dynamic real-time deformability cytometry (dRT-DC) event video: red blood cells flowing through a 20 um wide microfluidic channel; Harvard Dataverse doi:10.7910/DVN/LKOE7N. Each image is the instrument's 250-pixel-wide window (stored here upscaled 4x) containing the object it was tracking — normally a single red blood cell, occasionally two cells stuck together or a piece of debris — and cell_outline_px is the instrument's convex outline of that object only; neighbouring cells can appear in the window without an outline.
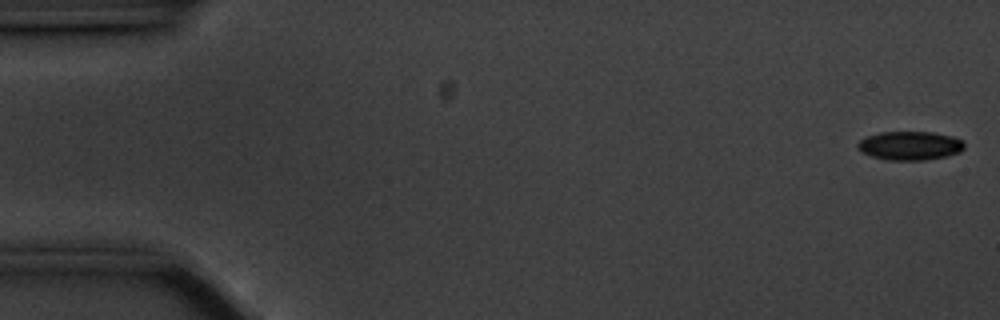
{"species": "common noctule bat (a hibernating species)", "species_latin": "Nyctalus noctula", "temperature_condition": "cold", "stored_images_in_passage": 56, "camera_frame_rate_fps": 3000, "um_per_image_px": 0.085, "animal": {"sex": "male", "body_mass_g": 20.1, "forearm_length_mm": 53.5}, "frame": {"image": 1, "passage_image": 1, "time_ms": 0.0, "image_size_px": [1000, 320], "cell_outline_px": [[964, 148], [960, 152], [948, 156], [924, 160], [888, 160], [872, 156], [856, 148], [856, 144], [860, 140], [868, 136], [880, 132], [932, 132], [952, 136], [960, 140], [964, 144]], "centroid_in_image_um": [77.35, 12.38], "position_along_channel_um": 7.7, "area_um2": 17.8}}
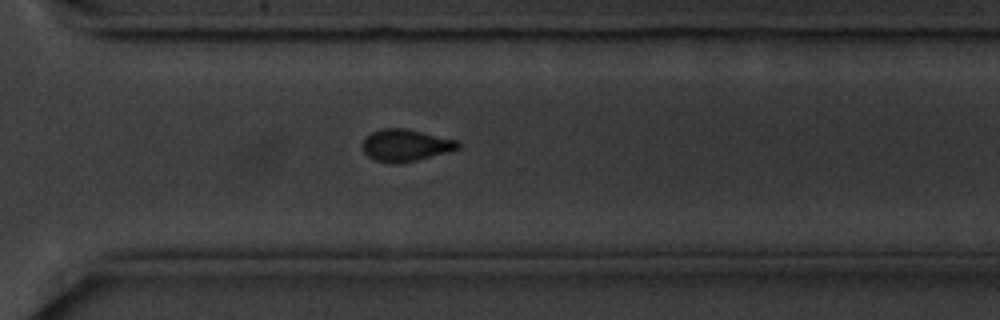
{"frame": {"image": 2, "passage_image": 40, "time_ms": 13.0, "image_size_px": [1000, 320], "cell_outline_px": [[460, 148], [416, 160], [400, 164], [392, 164], [376, 160], [368, 156], [364, 152], [364, 140], [372, 132], [380, 128], [404, 128], [456, 140], [460, 144]], "centroid_in_image_um": [34.46, 12.35], "position_along_channel_um": 336.1, "area_um2": 17.46}}
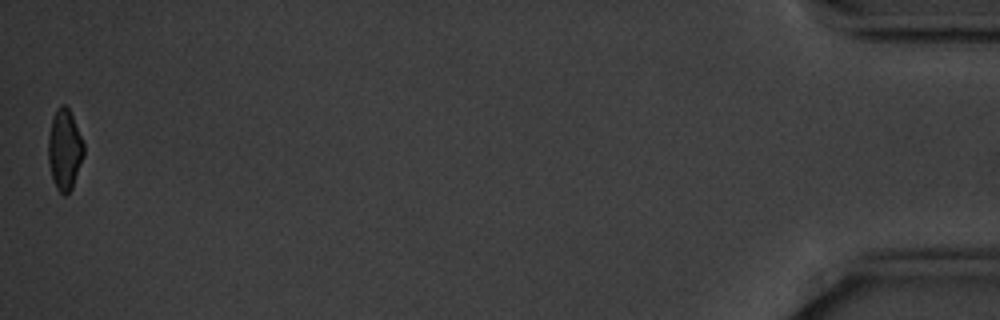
{"frame": {"image": 3, "passage_image": 56, "time_ms": 18.333, "image_size_px": [1000, 320], "cell_outline_px": [[84, 156], [72, 188], [64, 196], [56, 188], [52, 180], [48, 164], [48, 136], [52, 116], [60, 104], [64, 104], [68, 108], [72, 116], [84, 144]], "centroid_in_image_um": [5.47, 12.73], "position_along_channel_um": 429.7, "area_um2": 16.82}, "authors_computed_cell_mechanics": {"area_um2": 18.0625, "velocity_mm_per_s": 3.5356, "shape_relaxation_time_tau1_ms": 3.129, "shape_relaxation_time_tau2_ms": 3.5725, "deformation_change_tau1": 0.1223, "deformation_change_tau2": 0.0833}}